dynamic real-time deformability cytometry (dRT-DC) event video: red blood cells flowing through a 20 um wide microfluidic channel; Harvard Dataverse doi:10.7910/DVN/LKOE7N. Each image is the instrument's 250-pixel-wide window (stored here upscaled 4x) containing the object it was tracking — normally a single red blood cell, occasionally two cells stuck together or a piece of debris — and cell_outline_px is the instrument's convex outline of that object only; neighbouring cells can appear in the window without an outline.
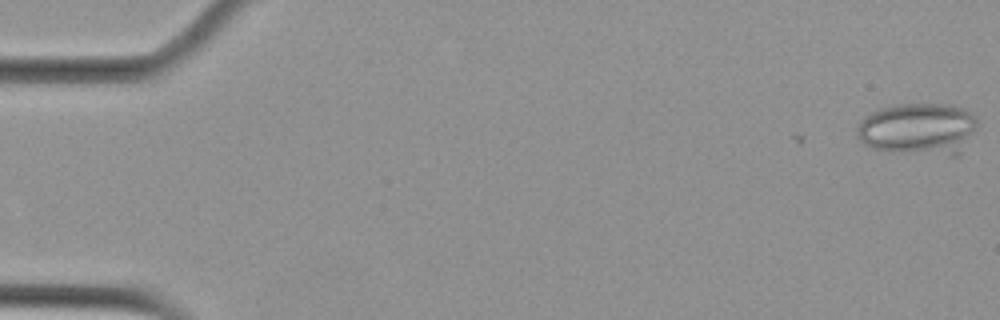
{"species": "Egyptian fruit bat (a non-hibernating species)", "species_latin": "Rousettus aegyptiacus", "temperature_condition": "cold", "stored_images_in_passage": 2, "camera_frame_rate_fps": 3000, "um_per_image_px": 0.085, "animal": {"sex": "female"}, "frame": {"image": 1, "passage_image": 2, "time_ms": 0.333, "image_size_px": [1000, 320], "cell_outline_px": [[976, 124], [960, 156], [952, 156], [872, 148], [864, 144], [856, 136], [856, 128], [860, 120], [864, 116], [880, 108], [896, 104], [952, 104], [964, 108], [972, 112], [976, 116]], "centroid_in_image_um": [78.05, 10.93], "position_along_channel_um": 7.0, "area_um2": 36.47}}